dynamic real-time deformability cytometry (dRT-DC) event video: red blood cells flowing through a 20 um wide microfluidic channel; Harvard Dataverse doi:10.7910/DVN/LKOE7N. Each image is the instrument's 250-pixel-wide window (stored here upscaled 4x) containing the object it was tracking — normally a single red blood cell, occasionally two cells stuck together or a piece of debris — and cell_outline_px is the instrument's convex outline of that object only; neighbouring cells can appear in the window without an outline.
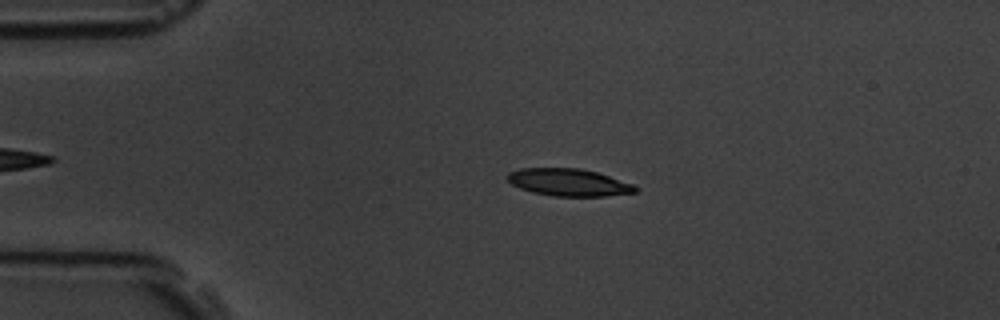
{"species": "common noctule bat (a hibernating species)", "species_latin": "Nyctalus noctula", "temperature_condition": "room temperature", "stored_images_in_passage": 5, "camera_frame_rate_fps": 3000, "um_per_image_px": 0.085, "animal": {"sex": "male", "body_mass_g": 19.5, "forearm_length_mm": 54.6}, "frame": {"image": 1, "passage_image": 4, "time_ms": 3.667, "image_size_px": [1000, 320], "cell_outline_px": [[640, 188], [636, 192], [604, 196], [552, 196], [532, 192], [520, 188], [512, 184], [504, 176], [508, 172], [520, 168], [580, 168], [596, 172], [636, 184]], "centroid_in_image_um": [48.35, 15.5], "position_along_channel_um": 36.7, "area_um2": 20.58}}